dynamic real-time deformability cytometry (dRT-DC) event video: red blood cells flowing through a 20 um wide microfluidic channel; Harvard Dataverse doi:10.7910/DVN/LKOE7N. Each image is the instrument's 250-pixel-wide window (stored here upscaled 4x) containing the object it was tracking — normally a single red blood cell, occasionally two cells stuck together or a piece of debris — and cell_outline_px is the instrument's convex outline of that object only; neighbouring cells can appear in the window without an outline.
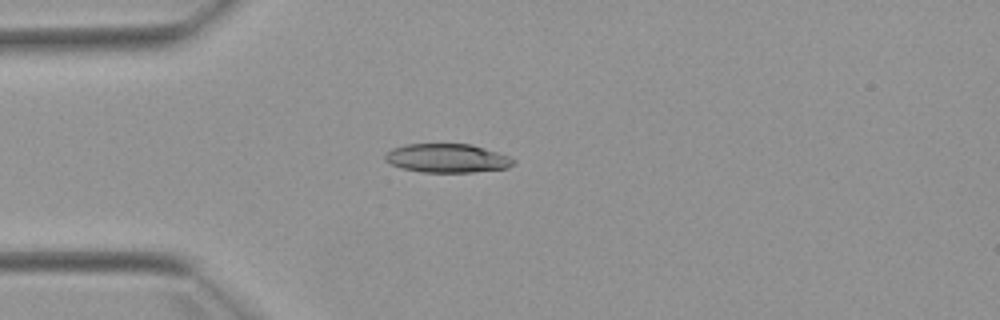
{"species": "Egyptian fruit bat (a non-hibernating species)", "species_latin": "Rousettus aegyptiacus", "temperature_condition": "warm", "stored_images_in_passage": 4, "camera_frame_rate_fps": 3000, "um_per_image_px": 0.085, "animal": {"sex": "female"}, "frame": {"image": 1, "passage_image": 3, "time_ms": 2.667, "image_size_px": [1000, 320], "cell_outline_px": [[516, 164], [508, 168], [472, 172], [420, 172], [400, 168], [384, 160], [384, 156], [392, 148], [404, 144], [472, 144], [508, 156], [516, 160]], "centroid_in_image_um": [38.01, 13.45], "position_along_channel_um": 47.0, "area_um2": 21.62}}